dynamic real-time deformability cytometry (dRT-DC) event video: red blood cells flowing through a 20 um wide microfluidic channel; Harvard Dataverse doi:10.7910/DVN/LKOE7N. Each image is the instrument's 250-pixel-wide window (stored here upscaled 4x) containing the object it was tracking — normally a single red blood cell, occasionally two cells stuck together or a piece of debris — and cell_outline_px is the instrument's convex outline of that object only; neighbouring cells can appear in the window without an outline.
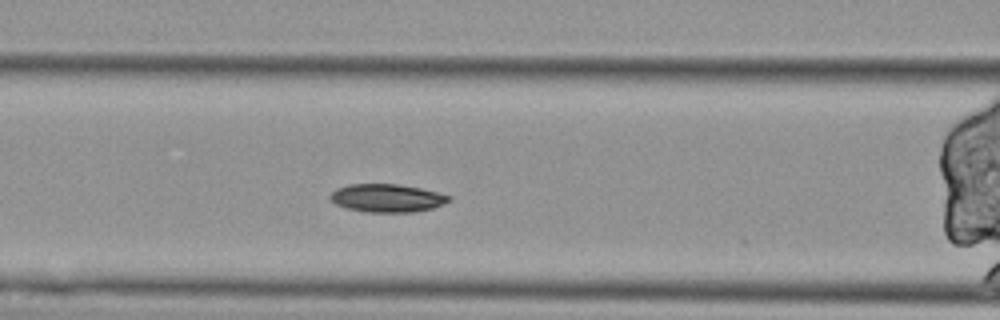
{"species": "Egyptian fruit bat (a non-hibernating species)", "species_latin": "Rousettus aegyptiacus", "temperature_condition": "cold", "stored_images_in_passage": 50, "segment_of_instrument_passage": [2, 2], "camera_frame_rate_fps": 3000, "um_per_image_px": 0.085, "animal": {"sex": "female"}, "frame": {"image": 1, "passage_image": 16, "time_ms": 5.0, "image_size_px": [1000, 320], "cell_outline_px": [[452, 200], [444, 204], [432, 208], [412, 212], [368, 212], [348, 208], [336, 204], [328, 196], [336, 188], [348, 184], [400, 184], [420, 188], [452, 196]], "centroid_in_image_um": [32.91, 16.83], "position_along_channel_um": 133.7, "area_um2": 19.42}}
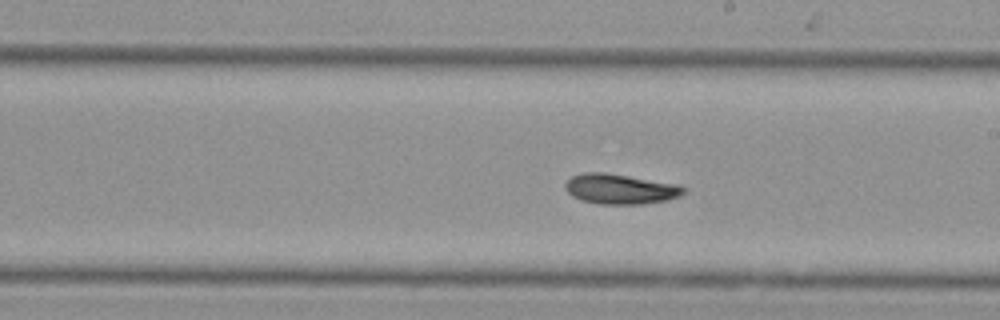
{"frame": {"image": 2, "passage_image": 25, "time_ms": 8.0, "image_size_px": [1000, 320], "cell_outline_px": [[688, 188], [680, 196], [668, 200], [640, 204], [600, 204], [580, 200], [572, 196], [564, 188], [564, 184], [572, 176], [584, 172], [604, 172], [680, 184]], "centroid_in_image_um": [52.74, 16.06], "position_along_channel_um": 236.3, "area_um2": 20.98}}
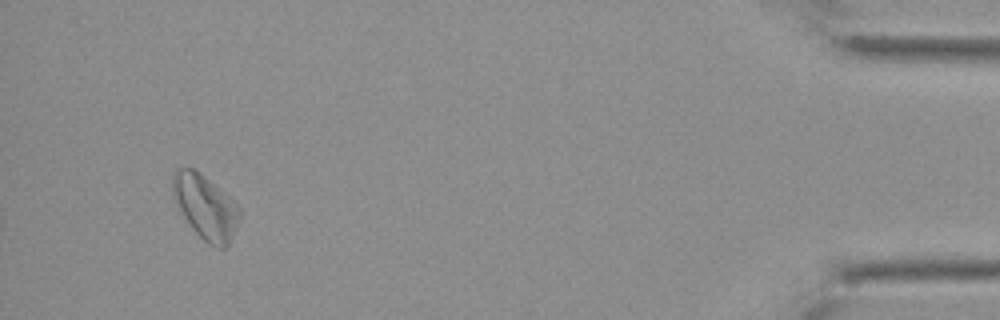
{"frame": {"image": 3, "passage_image": 47, "time_ms": 15.333, "image_size_px": [1000, 320], "cell_outline_px": [[240, 216], [232, 236], [228, 244], [224, 248], [216, 248], [208, 244], [188, 224], [176, 204], [172, 196], [172, 176], [176, 168], [192, 168], [204, 176], [240, 208]], "centroid_in_image_um": [17.42, 17.6], "position_along_channel_um": 417.8, "area_um2": 24.57}}